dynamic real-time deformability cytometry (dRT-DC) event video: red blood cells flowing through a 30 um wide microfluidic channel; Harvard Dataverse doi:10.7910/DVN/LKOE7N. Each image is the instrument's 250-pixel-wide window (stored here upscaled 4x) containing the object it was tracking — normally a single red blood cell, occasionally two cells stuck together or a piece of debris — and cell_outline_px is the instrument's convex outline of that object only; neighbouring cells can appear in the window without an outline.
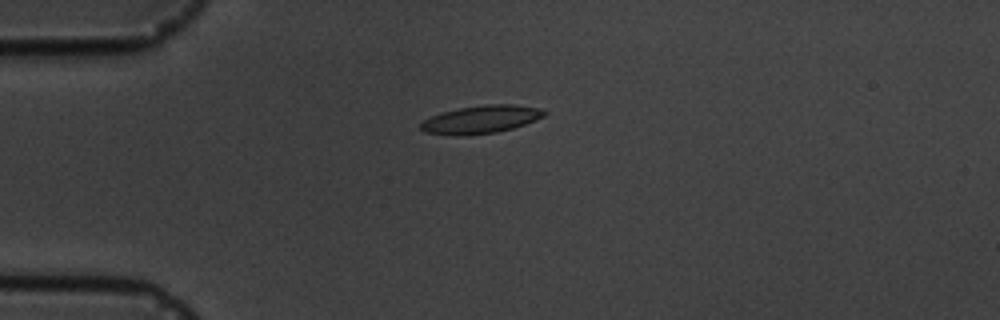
{"species": "common noctule bat (a hibernating species)", "species_latin": "Nyctalus noctula", "temperature_condition": "cold", "stored_images_in_passage": 7, "camera_frame_rate_fps": 3000, "um_per_image_px": 0.085, "animal": {"sex": "male", "body_mass_g": 19.5, "forearm_length_mm": 54.6}, "frame": {"image": 1, "passage_image": 4, "time_ms": 3.333, "image_size_px": [1000, 320], "cell_outline_px": [[548, 112], [544, 116], [536, 120], [512, 128], [496, 132], [424, 132], [420, 128], [420, 124], [424, 120], [432, 116], [444, 112], [460, 108], [484, 104], [512, 104], [536, 108]], "centroid_in_image_um": [40.97, 10.09], "position_along_channel_um": 44.0, "area_um2": 18.79}}
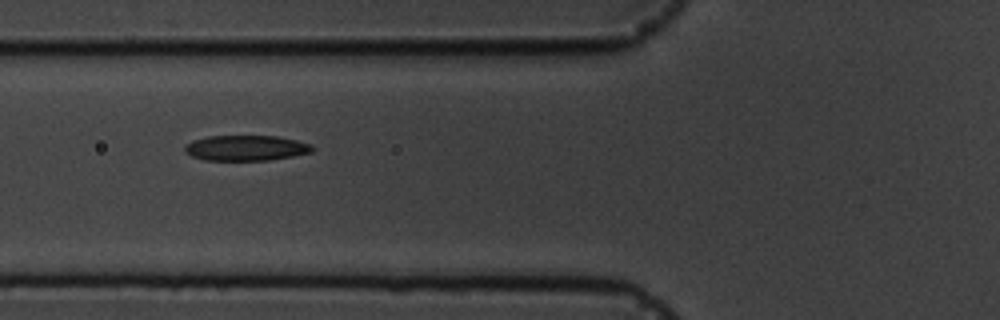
{"frame": {"image": 2, "passage_image": 6, "time_ms": 5.667, "image_size_px": [1000, 320], "cell_outline_px": [[316, 148], [312, 152], [292, 156], [268, 160], [204, 160], [192, 156], [184, 152], [184, 148], [192, 140], [208, 136], [276, 136], [296, 140], [312, 144]], "centroid_in_image_um": [20.93, 12.58], "position_along_channel_um": 104.9, "area_um2": 18.9}}
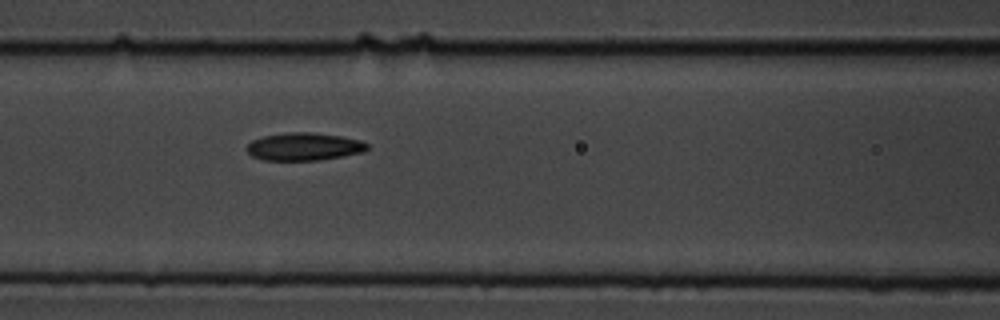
{"frame": {"image": 3, "passage_image": 7, "time_ms": 6.667, "image_size_px": [1000, 320], "cell_outline_px": [[368, 148], [364, 152], [320, 160], [264, 160], [252, 156], [248, 152], [248, 144], [252, 140], [264, 136], [288, 132], [312, 132], [340, 136], [360, 140], [368, 144]], "centroid_in_image_um": [25.86, 12.46], "position_along_channel_um": 140.7, "area_um2": 19.36}}